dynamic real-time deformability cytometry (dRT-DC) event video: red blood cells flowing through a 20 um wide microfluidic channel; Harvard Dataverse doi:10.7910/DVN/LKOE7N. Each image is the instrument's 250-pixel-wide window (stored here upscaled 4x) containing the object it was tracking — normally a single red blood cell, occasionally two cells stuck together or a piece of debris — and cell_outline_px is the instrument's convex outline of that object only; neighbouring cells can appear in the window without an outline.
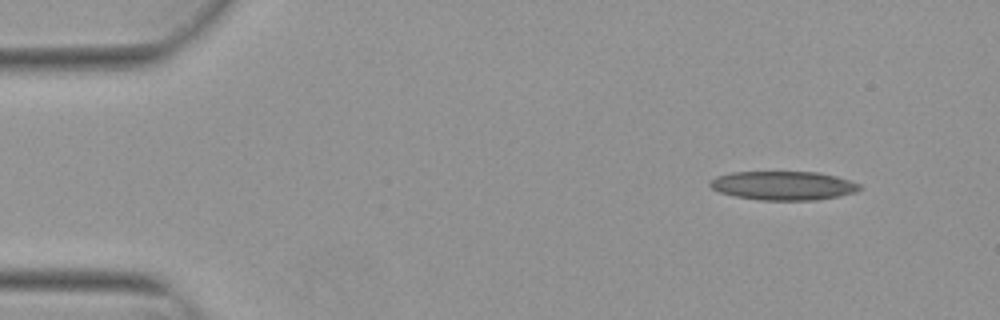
{"species": "Egyptian fruit bat (a non-hibernating species)", "species_latin": "Rousettus aegyptiacus", "temperature_condition": "warm", "stored_images_in_passage": 49, "camera_frame_rate_fps": 3000, "um_per_image_px": 0.085, "animal": {"sex": "female"}, "frame": {"image": 1, "passage_image": 1, "time_ms": 0.0, "image_size_px": [1000, 320], "cell_outline_px": [[864, 188], [856, 192], [840, 196], [816, 200], [760, 200], [736, 196], [720, 192], [712, 188], [708, 184], [716, 176], [732, 172], [820, 172], [836, 176], [860, 184]], "centroid_in_image_um": [66.62, 15.77], "position_along_channel_um": 18.4, "area_um2": 25.2}}
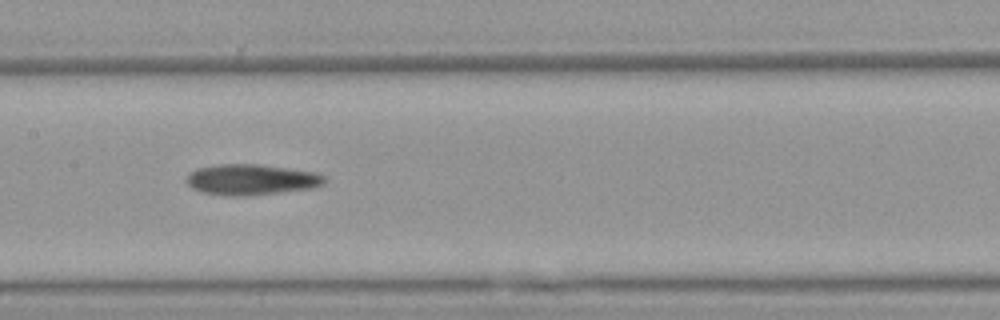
{"frame": {"image": 2, "passage_image": 22, "time_ms": 7.0, "image_size_px": [1000, 320], "cell_outline_px": [[328, 180], [324, 184], [316, 188], [252, 196], [224, 196], [200, 192], [192, 188], [184, 180], [188, 172], [196, 168], [220, 164], [260, 164], [316, 172], [324, 176]], "centroid_in_image_um": [21.36, 15.28], "position_along_channel_um": 186.0, "area_um2": 25.43}}
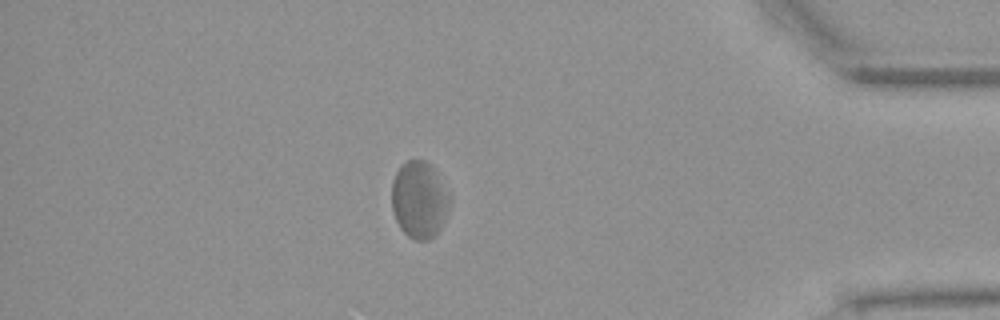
{"frame": {"image": 3, "passage_image": 42, "time_ms": 13.667, "image_size_px": [1000, 320], "cell_outline_px": [[452, 204], [440, 228], [428, 240], [416, 240], [408, 236], [400, 228], [392, 212], [392, 180], [400, 164], [408, 160], [424, 160], [432, 168], [452, 200]], "centroid_in_image_um": [35.62, 16.99], "position_along_channel_um": 399.6, "area_um2": 25.84}, "authors_computed_cell_mechanics": {"area_um2": 25.2586, "velocity_mm_per_s": 3.7758, "shape_relaxation_time_tau1_ms": null, "shape_relaxation_time_tau2_ms": 4.0824, "deformation_change_tau1": null, "deformation_change_tau2": 0.1054}}